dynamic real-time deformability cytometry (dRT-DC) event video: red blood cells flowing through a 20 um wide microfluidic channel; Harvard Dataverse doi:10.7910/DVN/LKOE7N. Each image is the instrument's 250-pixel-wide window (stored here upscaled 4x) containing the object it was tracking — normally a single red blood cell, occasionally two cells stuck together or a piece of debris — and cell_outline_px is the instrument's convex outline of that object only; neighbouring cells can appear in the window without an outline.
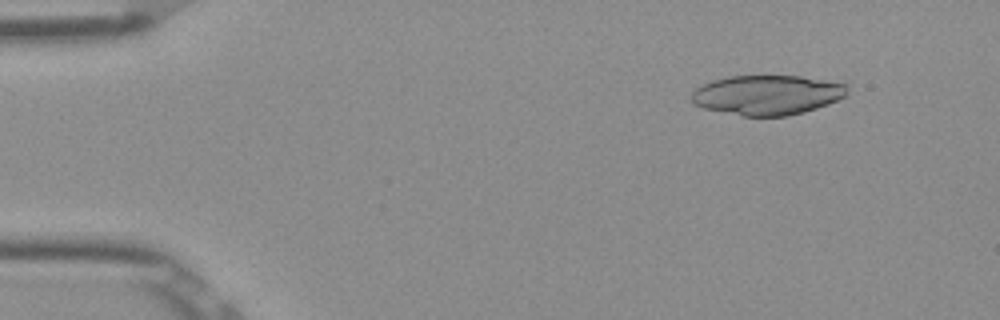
{"species": "Egyptian fruit bat (a non-hibernating species)", "species_latin": "Rousettus aegyptiacus", "temperature_condition": "room temperature", "stored_images_in_passage": 47, "camera_frame_rate_fps": 3000, "um_per_image_px": 0.085, "frame": {"image": 1, "passage_image": 1, "time_ms": 0.0, "image_size_px": [1000, 320], "cell_outline_px": [[848, 96], [828, 104], [804, 112], [788, 116], [744, 116], [704, 108], [696, 104], [688, 96], [696, 88], [712, 80], [728, 76], [800, 76], [848, 84]], "centroid_in_image_um": [65.24, 8.07], "position_along_channel_um": 19.8, "area_um2": 36.18}}